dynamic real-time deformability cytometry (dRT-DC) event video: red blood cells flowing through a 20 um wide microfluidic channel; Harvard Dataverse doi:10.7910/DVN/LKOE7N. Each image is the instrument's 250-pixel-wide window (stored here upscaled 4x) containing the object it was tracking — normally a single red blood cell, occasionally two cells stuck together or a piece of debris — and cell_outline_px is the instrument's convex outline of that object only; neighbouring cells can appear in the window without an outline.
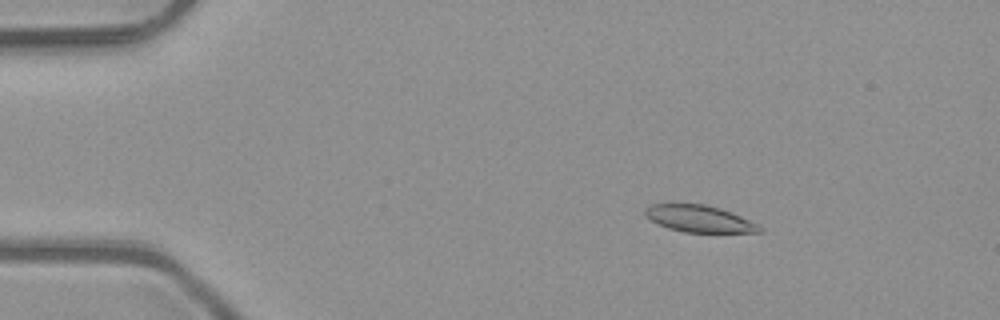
{"species": "common noctule bat (a hibernating species)", "species_latin": "Nyctalus noctula", "temperature_condition": "room temperature", "stored_images_in_passage": 3, "camera_frame_rate_fps": 3000, "um_per_image_px": 0.085, "animal": {"sex": "male", "body_mass_g": 23.1, "forearm_length_mm": 52.7}, "frame": {"image": 1, "passage_image": 1, "time_ms": 0.0, "image_size_px": [1000, 320], "cell_outline_px": [[764, 232], [684, 232], [668, 228], [652, 220], [644, 212], [644, 208], [652, 204], [704, 204], [720, 208], [732, 212], [764, 228]], "centroid_in_image_um": [59.46, 18.59], "position_along_channel_um": 25.5, "area_um2": 17.63}}